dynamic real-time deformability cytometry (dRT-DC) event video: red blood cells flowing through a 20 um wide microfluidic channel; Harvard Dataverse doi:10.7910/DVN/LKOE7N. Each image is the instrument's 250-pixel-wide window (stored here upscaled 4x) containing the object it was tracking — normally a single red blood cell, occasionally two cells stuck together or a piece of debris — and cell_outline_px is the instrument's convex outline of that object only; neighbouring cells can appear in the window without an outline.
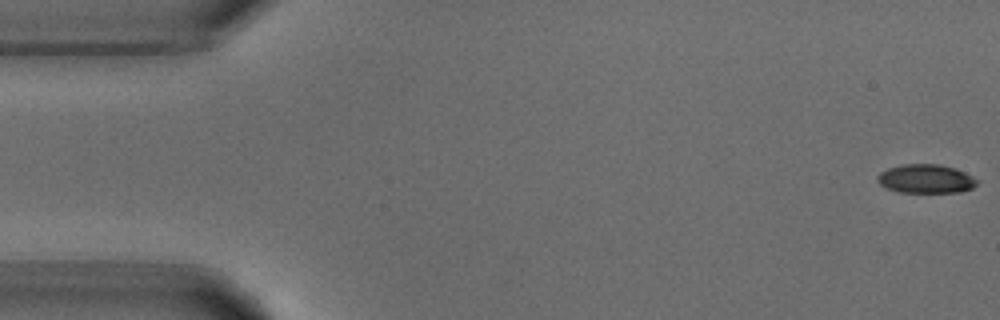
{"species": "common noctule bat (a hibernating species)", "species_latin": "Nyctalus noctula", "temperature_condition": "warm", "stored_images_in_passage": 53, "camera_frame_rate_fps": 3000, "um_per_image_px": 0.085, "animal": {"sex": "male", "body_mass_g": 18.8}, "frame": {"image": 1, "passage_image": 1, "time_ms": 0.0, "image_size_px": [1000, 320], "cell_outline_px": [[976, 184], [972, 188], [952, 192], [904, 192], [888, 188], [880, 180], [880, 176], [884, 172], [892, 168], [908, 164], [932, 164], [952, 168], [968, 176]], "centroid_in_image_um": [78.7, 15.21], "position_along_channel_um": 6.3, "area_um2": 15.26}}
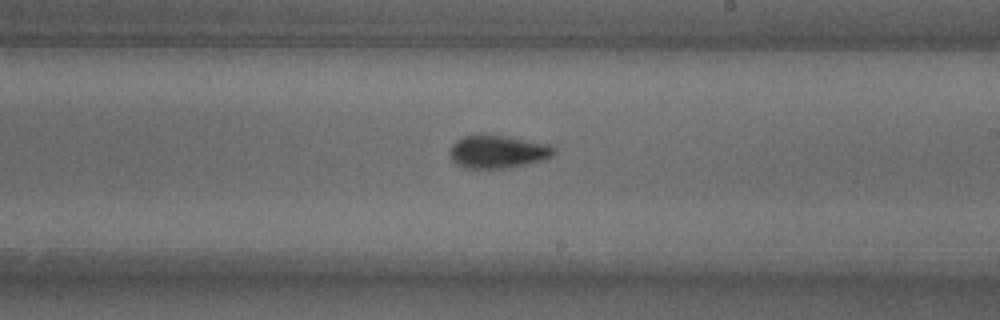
{"frame": {"image": 2, "passage_image": 30, "time_ms": 9.667, "image_size_px": [1000, 320], "cell_outline_px": [[552, 152], [548, 156], [516, 164], [464, 164], [456, 160], [452, 156], [452, 148], [460, 140], [468, 136], [492, 136], [532, 144], [548, 148]], "centroid_in_image_um": [42.17, 12.84], "position_along_channel_um": 246.8, "area_um2": 15.43}}
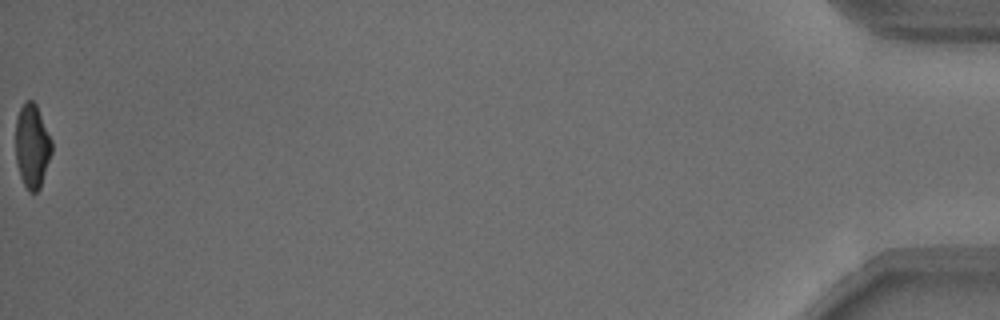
{"frame": {"image": 3, "passage_image": 53, "time_ms": 17.333, "image_size_px": [1000, 320], "cell_outline_px": [[52, 152], [40, 188], [36, 192], [32, 192], [24, 184], [16, 160], [16, 120], [20, 108], [28, 100], [32, 100], [36, 104], [52, 140]], "centroid_in_image_um": [2.75, 12.39], "position_along_channel_um": 432.5, "area_um2": 17.34}, "authors_computed_cell_mechanics": {"area_um2": 16.184, "velocity_mm_per_s": 3.8209, "shape_relaxation_time_tau1_ms": 9.5088, "shape_relaxation_time_tau2_ms": 2.9524, "deformation_change_tau1": 0.2469, "deformation_change_tau2": 0.0978}}